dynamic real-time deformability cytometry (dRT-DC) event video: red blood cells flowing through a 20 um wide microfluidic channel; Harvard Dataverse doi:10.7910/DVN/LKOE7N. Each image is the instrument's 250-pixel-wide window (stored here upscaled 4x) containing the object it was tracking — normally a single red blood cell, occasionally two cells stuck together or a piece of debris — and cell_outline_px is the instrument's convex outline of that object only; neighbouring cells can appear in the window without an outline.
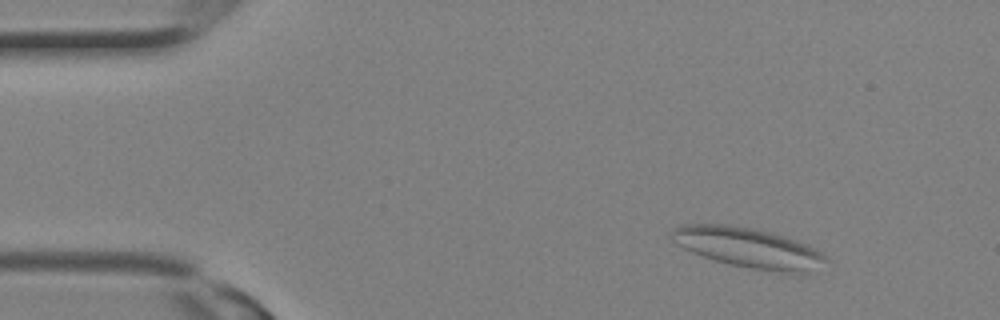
{"species": "Egyptian fruit bat (a non-hibernating species)", "species_latin": "Rousettus aegyptiacus", "temperature_condition": "room temperature", "stored_images_in_passage": 15, "camera_frame_rate_fps": 3000, "um_per_image_px": 0.085, "animal": {"sex": "female"}, "frame": {"image": 1, "passage_image": 3, "time_ms": 0.667, "image_size_px": [1000, 320], "cell_outline_px": [[828, 260], [804, 272], [788, 272], [752, 268], [732, 264], [716, 260], [692, 252], [676, 244], [668, 236], [672, 228], [684, 224], [728, 224], [752, 228], [772, 232], [808, 244], [824, 252], [828, 256]], "centroid_in_image_um": [63.57, 21.01], "position_along_channel_um": 21.4, "area_um2": 35.6}}
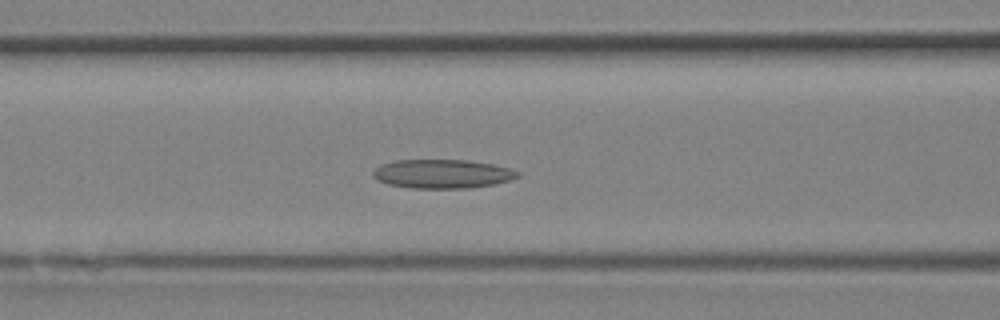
{"frame": {"image": 2, "passage_image": 11, "time_ms": 3.333, "image_size_px": [1000, 320], "cell_outline_px": [[520, 176], [508, 180], [492, 184], [468, 188], [412, 188], [388, 184], [372, 176], [372, 172], [376, 168], [384, 164], [396, 160], [468, 160], [492, 164], [512, 168], [520, 172]], "centroid_in_image_um": [37.63, 14.77], "position_along_channel_um": 129.0, "area_um2": 24.16}}
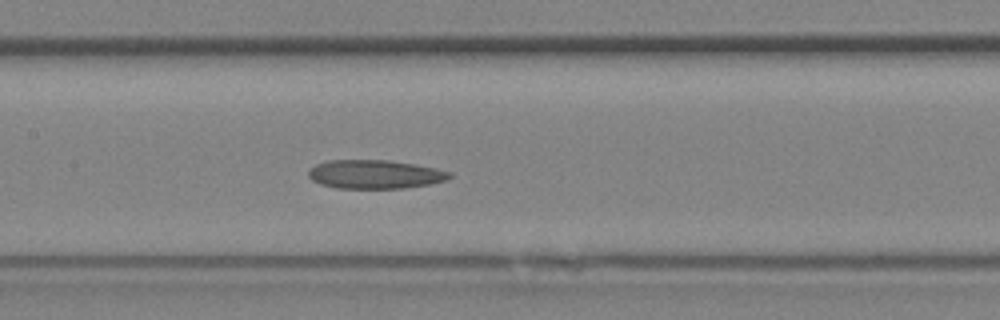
{"frame": {"image": 3, "passage_image": 13, "time_ms": 4.0, "image_size_px": [1000, 320], "cell_outline_px": [[452, 176], [444, 180], [428, 184], [404, 188], [336, 188], [320, 184], [312, 180], [308, 176], [308, 172], [316, 164], [328, 160], [388, 160], [436, 168], [452, 172]], "centroid_in_image_um": [31.85, 14.81], "position_along_channel_um": 175.6, "area_um2": 23.47}}